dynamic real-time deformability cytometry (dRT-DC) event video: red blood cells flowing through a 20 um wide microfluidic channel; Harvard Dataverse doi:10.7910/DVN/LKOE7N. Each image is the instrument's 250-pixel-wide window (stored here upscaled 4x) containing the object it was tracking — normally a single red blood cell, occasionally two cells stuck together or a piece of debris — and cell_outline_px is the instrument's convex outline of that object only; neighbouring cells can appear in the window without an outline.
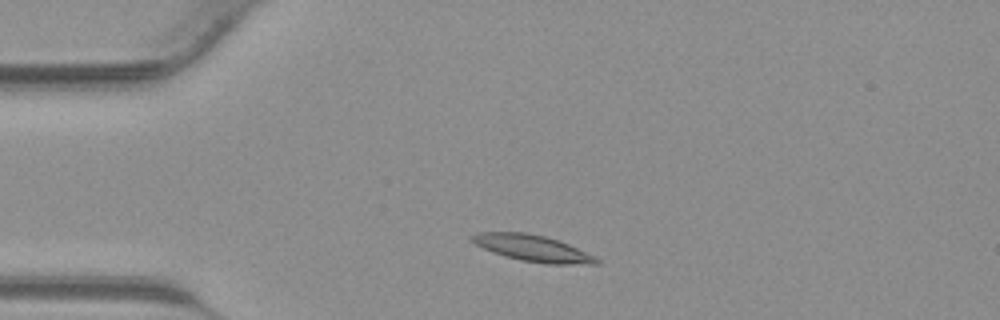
{"species": "common noctule bat (a hibernating species)", "species_latin": "Nyctalus noctula", "temperature_condition": "warm", "stored_images_in_passage": 38, "camera_frame_rate_fps": 3000, "um_per_image_px": 0.085, "animal": {"sex": "male", "body_mass_g": 23.1, "forearm_length_mm": 52.7}, "frame": {"image": 1, "passage_image": 5, "time_ms": 1.333, "image_size_px": [1000, 320], "cell_outline_px": [[600, 264], [548, 264], [520, 260], [492, 252], [468, 240], [468, 236], [476, 232], [528, 232], [544, 236], [568, 244], [596, 256], [600, 260]], "centroid_in_image_um": [45.25, 21.09], "position_along_channel_um": 39.8, "area_um2": 19.25}}
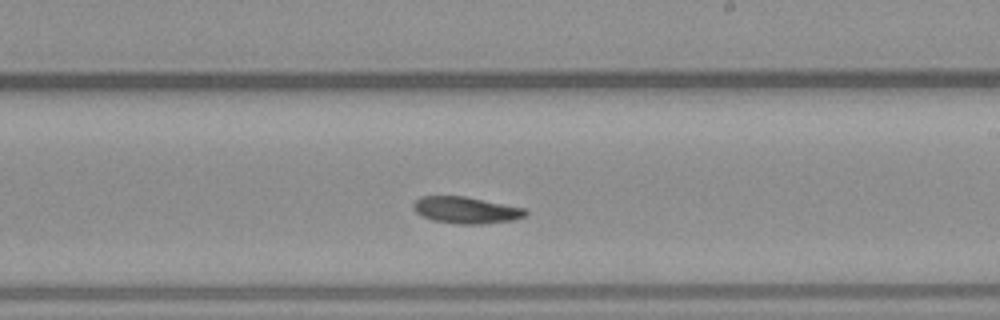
{"frame": {"image": 2, "passage_image": 20, "time_ms": 6.333, "image_size_px": [1000, 320], "cell_outline_px": [[528, 212], [524, 216], [512, 220], [480, 224], [456, 224], [432, 220], [420, 216], [412, 208], [412, 204], [420, 196], [464, 196], [524, 208]], "centroid_in_image_um": [39.54, 17.86], "position_along_channel_um": 249.5, "area_um2": 17.4}}
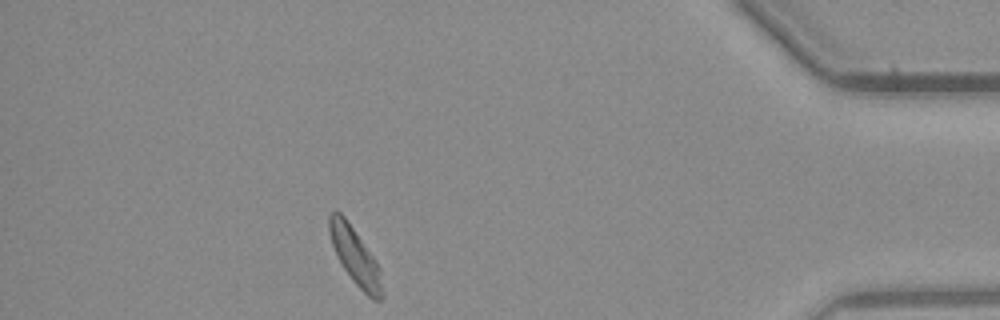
{"frame": {"image": 3, "passage_image": 33, "time_ms": 10.667, "image_size_px": [1000, 320], "cell_outline_px": [[380, 300], [372, 300], [352, 280], [344, 268], [332, 244], [328, 232], [328, 212], [336, 208], [344, 216], [376, 260], [380, 268]], "centroid_in_image_um": [30.12, 21.68], "position_along_channel_um": 405.1, "area_um2": 17.11}}